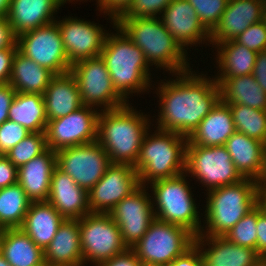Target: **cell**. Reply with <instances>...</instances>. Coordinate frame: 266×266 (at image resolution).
Here are the masks:
<instances>
[{"label":"cell","instance_id":"obj_1","mask_svg":"<svg viewBox=\"0 0 266 266\" xmlns=\"http://www.w3.org/2000/svg\"><path fill=\"white\" fill-rule=\"evenodd\" d=\"M192 70L171 74L175 79L169 81L160 79L154 92L160 109L157 129L189 137L221 100L215 78Z\"/></svg>","mask_w":266,"mask_h":266},{"label":"cell","instance_id":"obj_2","mask_svg":"<svg viewBox=\"0 0 266 266\" xmlns=\"http://www.w3.org/2000/svg\"><path fill=\"white\" fill-rule=\"evenodd\" d=\"M112 25L116 32H108L100 56L108 69L114 89L130 103L129 98L133 93L145 94L150 92L149 89L152 90L151 67L143 51L117 25Z\"/></svg>","mask_w":266,"mask_h":266},{"label":"cell","instance_id":"obj_3","mask_svg":"<svg viewBox=\"0 0 266 266\" xmlns=\"http://www.w3.org/2000/svg\"><path fill=\"white\" fill-rule=\"evenodd\" d=\"M151 117L134 109L130 103L113 110H103L98 117L97 141L112 164L134 166Z\"/></svg>","mask_w":266,"mask_h":266},{"label":"cell","instance_id":"obj_4","mask_svg":"<svg viewBox=\"0 0 266 266\" xmlns=\"http://www.w3.org/2000/svg\"><path fill=\"white\" fill-rule=\"evenodd\" d=\"M115 25L143 51L150 66L170 71L169 74L193 69L189 63L191 59L187 56L188 52L165 28L160 17L116 19Z\"/></svg>","mask_w":266,"mask_h":266},{"label":"cell","instance_id":"obj_5","mask_svg":"<svg viewBox=\"0 0 266 266\" xmlns=\"http://www.w3.org/2000/svg\"><path fill=\"white\" fill-rule=\"evenodd\" d=\"M150 130L143 137L138 159L133 166L142 186L185 173L188 137L157 128L155 132Z\"/></svg>","mask_w":266,"mask_h":266},{"label":"cell","instance_id":"obj_6","mask_svg":"<svg viewBox=\"0 0 266 266\" xmlns=\"http://www.w3.org/2000/svg\"><path fill=\"white\" fill-rule=\"evenodd\" d=\"M257 189L256 180L244 178L236 184L208 191L203 226L198 236H225L257 205Z\"/></svg>","mask_w":266,"mask_h":266},{"label":"cell","instance_id":"obj_7","mask_svg":"<svg viewBox=\"0 0 266 266\" xmlns=\"http://www.w3.org/2000/svg\"><path fill=\"white\" fill-rule=\"evenodd\" d=\"M186 173L150 183L155 218L186 228L194 236L202 229L200 211ZM156 206V207H155ZM201 215V216H200Z\"/></svg>","mask_w":266,"mask_h":266},{"label":"cell","instance_id":"obj_8","mask_svg":"<svg viewBox=\"0 0 266 266\" xmlns=\"http://www.w3.org/2000/svg\"><path fill=\"white\" fill-rule=\"evenodd\" d=\"M186 228L155 218L143 237L131 248L140 263L170 266L194 244Z\"/></svg>","mask_w":266,"mask_h":266},{"label":"cell","instance_id":"obj_9","mask_svg":"<svg viewBox=\"0 0 266 266\" xmlns=\"http://www.w3.org/2000/svg\"><path fill=\"white\" fill-rule=\"evenodd\" d=\"M185 173L206 187V192L244 179L236 170L225 146L187 145Z\"/></svg>","mask_w":266,"mask_h":266},{"label":"cell","instance_id":"obj_10","mask_svg":"<svg viewBox=\"0 0 266 266\" xmlns=\"http://www.w3.org/2000/svg\"><path fill=\"white\" fill-rule=\"evenodd\" d=\"M79 227L84 266H97L128 249L109 213L91 212L79 219Z\"/></svg>","mask_w":266,"mask_h":266},{"label":"cell","instance_id":"obj_11","mask_svg":"<svg viewBox=\"0 0 266 266\" xmlns=\"http://www.w3.org/2000/svg\"><path fill=\"white\" fill-rule=\"evenodd\" d=\"M70 72L78 82L83 105L103 111L120 108L127 104L114 89L101 56L76 62L71 66Z\"/></svg>","mask_w":266,"mask_h":266},{"label":"cell","instance_id":"obj_12","mask_svg":"<svg viewBox=\"0 0 266 266\" xmlns=\"http://www.w3.org/2000/svg\"><path fill=\"white\" fill-rule=\"evenodd\" d=\"M16 44L22 55L55 75L71 70L56 21L18 35Z\"/></svg>","mask_w":266,"mask_h":266},{"label":"cell","instance_id":"obj_13","mask_svg":"<svg viewBox=\"0 0 266 266\" xmlns=\"http://www.w3.org/2000/svg\"><path fill=\"white\" fill-rule=\"evenodd\" d=\"M57 167L89 191L112 165L98 141L56 151Z\"/></svg>","mask_w":266,"mask_h":266},{"label":"cell","instance_id":"obj_14","mask_svg":"<svg viewBox=\"0 0 266 266\" xmlns=\"http://www.w3.org/2000/svg\"><path fill=\"white\" fill-rule=\"evenodd\" d=\"M100 110L83 105L67 116L49 120L45 131L47 147L53 151L97 141Z\"/></svg>","mask_w":266,"mask_h":266},{"label":"cell","instance_id":"obj_15","mask_svg":"<svg viewBox=\"0 0 266 266\" xmlns=\"http://www.w3.org/2000/svg\"><path fill=\"white\" fill-rule=\"evenodd\" d=\"M148 186L140 185L109 212L121 231L123 243L131 249L155 219Z\"/></svg>","mask_w":266,"mask_h":266},{"label":"cell","instance_id":"obj_16","mask_svg":"<svg viewBox=\"0 0 266 266\" xmlns=\"http://www.w3.org/2000/svg\"><path fill=\"white\" fill-rule=\"evenodd\" d=\"M139 186V176L132 165L112 164L88 191L90 212L109 213Z\"/></svg>","mask_w":266,"mask_h":266},{"label":"cell","instance_id":"obj_17","mask_svg":"<svg viewBox=\"0 0 266 266\" xmlns=\"http://www.w3.org/2000/svg\"><path fill=\"white\" fill-rule=\"evenodd\" d=\"M56 23L71 65L84 59L100 56L108 34L101 24L71 16L62 17V20L57 19Z\"/></svg>","mask_w":266,"mask_h":266},{"label":"cell","instance_id":"obj_18","mask_svg":"<svg viewBox=\"0 0 266 266\" xmlns=\"http://www.w3.org/2000/svg\"><path fill=\"white\" fill-rule=\"evenodd\" d=\"M160 19L185 51L192 45H210V33L204 28L195 9L187 0H173L164 9Z\"/></svg>","mask_w":266,"mask_h":266},{"label":"cell","instance_id":"obj_19","mask_svg":"<svg viewBox=\"0 0 266 266\" xmlns=\"http://www.w3.org/2000/svg\"><path fill=\"white\" fill-rule=\"evenodd\" d=\"M266 0H229L220 23L210 34V44L235 39L251 24L263 20Z\"/></svg>","mask_w":266,"mask_h":266},{"label":"cell","instance_id":"obj_20","mask_svg":"<svg viewBox=\"0 0 266 266\" xmlns=\"http://www.w3.org/2000/svg\"><path fill=\"white\" fill-rule=\"evenodd\" d=\"M194 244L201 254V266H252L260 257L256 250L224 236H195Z\"/></svg>","mask_w":266,"mask_h":266},{"label":"cell","instance_id":"obj_21","mask_svg":"<svg viewBox=\"0 0 266 266\" xmlns=\"http://www.w3.org/2000/svg\"><path fill=\"white\" fill-rule=\"evenodd\" d=\"M65 219H81L91 213L88 191L80 187L68 174L58 167L51 177L50 194L47 200Z\"/></svg>","mask_w":266,"mask_h":266},{"label":"cell","instance_id":"obj_22","mask_svg":"<svg viewBox=\"0 0 266 266\" xmlns=\"http://www.w3.org/2000/svg\"><path fill=\"white\" fill-rule=\"evenodd\" d=\"M69 0H11L7 20L16 36L56 21ZM58 10V11H57ZM56 13V14H55Z\"/></svg>","mask_w":266,"mask_h":266},{"label":"cell","instance_id":"obj_23","mask_svg":"<svg viewBox=\"0 0 266 266\" xmlns=\"http://www.w3.org/2000/svg\"><path fill=\"white\" fill-rule=\"evenodd\" d=\"M56 167V151L48 148L18 168L17 183L23 188L31 202L48 200L51 177Z\"/></svg>","mask_w":266,"mask_h":266},{"label":"cell","instance_id":"obj_24","mask_svg":"<svg viewBox=\"0 0 266 266\" xmlns=\"http://www.w3.org/2000/svg\"><path fill=\"white\" fill-rule=\"evenodd\" d=\"M46 266H84L79 219H64L44 250Z\"/></svg>","mask_w":266,"mask_h":266},{"label":"cell","instance_id":"obj_25","mask_svg":"<svg viewBox=\"0 0 266 266\" xmlns=\"http://www.w3.org/2000/svg\"><path fill=\"white\" fill-rule=\"evenodd\" d=\"M43 98L48 121L67 116L83 106L78 82L71 72L55 75Z\"/></svg>","mask_w":266,"mask_h":266},{"label":"cell","instance_id":"obj_26","mask_svg":"<svg viewBox=\"0 0 266 266\" xmlns=\"http://www.w3.org/2000/svg\"><path fill=\"white\" fill-rule=\"evenodd\" d=\"M235 132L230 107L220 100L188 137L187 145L225 146Z\"/></svg>","mask_w":266,"mask_h":266},{"label":"cell","instance_id":"obj_27","mask_svg":"<svg viewBox=\"0 0 266 266\" xmlns=\"http://www.w3.org/2000/svg\"><path fill=\"white\" fill-rule=\"evenodd\" d=\"M64 219L47 201L31 202L20 228L38 247L45 250Z\"/></svg>","mask_w":266,"mask_h":266},{"label":"cell","instance_id":"obj_28","mask_svg":"<svg viewBox=\"0 0 266 266\" xmlns=\"http://www.w3.org/2000/svg\"><path fill=\"white\" fill-rule=\"evenodd\" d=\"M0 253L11 266H46L44 250L21 228L0 230Z\"/></svg>","mask_w":266,"mask_h":266},{"label":"cell","instance_id":"obj_29","mask_svg":"<svg viewBox=\"0 0 266 266\" xmlns=\"http://www.w3.org/2000/svg\"><path fill=\"white\" fill-rule=\"evenodd\" d=\"M264 146L260 140L239 132L233 133L225 144L240 175L254 180L262 171Z\"/></svg>","mask_w":266,"mask_h":266},{"label":"cell","instance_id":"obj_30","mask_svg":"<svg viewBox=\"0 0 266 266\" xmlns=\"http://www.w3.org/2000/svg\"><path fill=\"white\" fill-rule=\"evenodd\" d=\"M219 71L214 78H235L252 74L257 52L248 49L235 39L214 46ZM217 49V50H216Z\"/></svg>","mask_w":266,"mask_h":266},{"label":"cell","instance_id":"obj_31","mask_svg":"<svg viewBox=\"0 0 266 266\" xmlns=\"http://www.w3.org/2000/svg\"><path fill=\"white\" fill-rule=\"evenodd\" d=\"M54 76L49 69L38 65L17 50L13 58L9 84L19 93L43 95Z\"/></svg>","mask_w":266,"mask_h":266},{"label":"cell","instance_id":"obj_32","mask_svg":"<svg viewBox=\"0 0 266 266\" xmlns=\"http://www.w3.org/2000/svg\"><path fill=\"white\" fill-rule=\"evenodd\" d=\"M220 88L221 101L226 104H242L266 111V93L252 74L235 78H215Z\"/></svg>","mask_w":266,"mask_h":266},{"label":"cell","instance_id":"obj_33","mask_svg":"<svg viewBox=\"0 0 266 266\" xmlns=\"http://www.w3.org/2000/svg\"><path fill=\"white\" fill-rule=\"evenodd\" d=\"M8 117L31 133L45 132L48 120L43 95L16 92Z\"/></svg>","mask_w":266,"mask_h":266},{"label":"cell","instance_id":"obj_34","mask_svg":"<svg viewBox=\"0 0 266 266\" xmlns=\"http://www.w3.org/2000/svg\"><path fill=\"white\" fill-rule=\"evenodd\" d=\"M31 201L23 188L13 184L0 189V230L20 228Z\"/></svg>","mask_w":266,"mask_h":266},{"label":"cell","instance_id":"obj_35","mask_svg":"<svg viewBox=\"0 0 266 266\" xmlns=\"http://www.w3.org/2000/svg\"><path fill=\"white\" fill-rule=\"evenodd\" d=\"M227 105L230 107L236 132L266 144V111L242 104Z\"/></svg>","mask_w":266,"mask_h":266},{"label":"cell","instance_id":"obj_36","mask_svg":"<svg viewBox=\"0 0 266 266\" xmlns=\"http://www.w3.org/2000/svg\"><path fill=\"white\" fill-rule=\"evenodd\" d=\"M48 149L45 132L30 133L5 155L17 168Z\"/></svg>","mask_w":266,"mask_h":266},{"label":"cell","instance_id":"obj_37","mask_svg":"<svg viewBox=\"0 0 266 266\" xmlns=\"http://www.w3.org/2000/svg\"><path fill=\"white\" fill-rule=\"evenodd\" d=\"M257 220L258 205L243 216L224 237L236 245L246 246L257 252Z\"/></svg>","mask_w":266,"mask_h":266},{"label":"cell","instance_id":"obj_38","mask_svg":"<svg viewBox=\"0 0 266 266\" xmlns=\"http://www.w3.org/2000/svg\"><path fill=\"white\" fill-rule=\"evenodd\" d=\"M195 9L200 22L211 34L220 23L229 0H187Z\"/></svg>","mask_w":266,"mask_h":266},{"label":"cell","instance_id":"obj_39","mask_svg":"<svg viewBox=\"0 0 266 266\" xmlns=\"http://www.w3.org/2000/svg\"><path fill=\"white\" fill-rule=\"evenodd\" d=\"M173 0H133L128 9L117 19L160 17Z\"/></svg>","mask_w":266,"mask_h":266},{"label":"cell","instance_id":"obj_40","mask_svg":"<svg viewBox=\"0 0 266 266\" xmlns=\"http://www.w3.org/2000/svg\"><path fill=\"white\" fill-rule=\"evenodd\" d=\"M29 132L22 125L6 120L0 125V155H6L15 145L26 138Z\"/></svg>","mask_w":266,"mask_h":266},{"label":"cell","instance_id":"obj_41","mask_svg":"<svg viewBox=\"0 0 266 266\" xmlns=\"http://www.w3.org/2000/svg\"><path fill=\"white\" fill-rule=\"evenodd\" d=\"M235 40L257 53L266 50V23L264 20L251 24Z\"/></svg>","mask_w":266,"mask_h":266},{"label":"cell","instance_id":"obj_42","mask_svg":"<svg viewBox=\"0 0 266 266\" xmlns=\"http://www.w3.org/2000/svg\"><path fill=\"white\" fill-rule=\"evenodd\" d=\"M133 0H96L98 11L104 15H108L111 24H115V20L121 16L131 5Z\"/></svg>","mask_w":266,"mask_h":266},{"label":"cell","instance_id":"obj_43","mask_svg":"<svg viewBox=\"0 0 266 266\" xmlns=\"http://www.w3.org/2000/svg\"><path fill=\"white\" fill-rule=\"evenodd\" d=\"M18 168L5 156L0 155V189L16 184Z\"/></svg>","mask_w":266,"mask_h":266},{"label":"cell","instance_id":"obj_44","mask_svg":"<svg viewBox=\"0 0 266 266\" xmlns=\"http://www.w3.org/2000/svg\"><path fill=\"white\" fill-rule=\"evenodd\" d=\"M18 48L0 50V84H9L13 58Z\"/></svg>","mask_w":266,"mask_h":266},{"label":"cell","instance_id":"obj_45","mask_svg":"<svg viewBox=\"0 0 266 266\" xmlns=\"http://www.w3.org/2000/svg\"><path fill=\"white\" fill-rule=\"evenodd\" d=\"M15 94L10 84H0V125L9 119L8 113Z\"/></svg>","mask_w":266,"mask_h":266},{"label":"cell","instance_id":"obj_46","mask_svg":"<svg viewBox=\"0 0 266 266\" xmlns=\"http://www.w3.org/2000/svg\"><path fill=\"white\" fill-rule=\"evenodd\" d=\"M17 36L14 34L7 17H0V50L17 48Z\"/></svg>","mask_w":266,"mask_h":266},{"label":"cell","instance_id":"obj_47","mask_svg":"<svg viewBox=\"0 0 266 266\" xmlns=\"http://www.w3.org/2000/svg\"><path fill=\"white\" fill-rule=\"evenodd\" d=\"M170 266H201V254L198 247L193 244L181 256L175 258Z\"/></svg>","mask_w":266,"mask_h":266},{"label":"cell","instance_id":"obj_48","mask_svg":"<svg viewBox=\"0 0 266 266\" xmlns=\"http://www.w3.org/2000/svg\"><path fill=\"white\" fill-rule=\"evenodd\" d=\"M140 260L131 249L104 261L97 266H138Z\"/></svg>","mask_w":266,"mask_h":266},{"label":"cell","instance_id":"obj_49","mask_svg":"<svg viewBox=\"0 0 266 266\" xmlns=\"http://www.w3.org/2000/svg\"><path fill=\"white\" fill-rule=\"evenodd\" d=\"M257 254L266 257V214L258 206L257 220Z\"/></svg>","mask_w":266,"mask_h":266},{"label":"cell","instance_id":"obj_50","mask_svg":"<svg viewBox=\"0 0 266 266\" xmlns=\"http://www.w3.org/2000/svg\"><path fill=\"white\" fill-rule=\"evenodd\" d=\"M252 75L266 93V50L257 53Z\"/></svg>","mask_w":266,"mask_h":266},{"label":"cell","instance_id":"obj_51","mask_svg":"<svg viewBox=\"0 0 266 266\" xmlns=\"http://www.w3.org/2000/svg\"><path fill=\"white\" fill-rule=\"evenodd\" d=\"M256 182H257L258 188H266V144L264 146V152H263L262 171L258 179L256 180Z\"/></svg>","mask_w":266,"mask_h":266},{"label":"cell","instance_id":"obj_52","mask_svg":"<svg viewBox=\"0 0 266 266\" xmlns=\"http://www.w3.org/2000/svg\"><path fill=\"white\" fill-rule=\"evenodd\" d=\"M257 205L266 214V188L257 189Z\"/></svg>","mask_w":266,"mask_h":266},{"label":"cell","instance_id":"obj_53","mask_svg":"<svg viewBox=\"0 0 266 266\" xmlns=\"http://www.w3.org/2000/svg\"><path fill=\"white\" fill-rule=\"evenodd\" d=\"M11 0H0V17H6L10 7Z\"/></svg>","mask_w":266,"mask_h":266},{"label":"cell","instance_id":"obj_54","mask_svg":"<svg viewBox=\"0 0 266 266\" xmlns=\"http://www.w3.org/2000/svg\"><path fill=\"white\" fill-rule=\"evenodd\" d=\"M252 266H266V257H259Z\"/></svg>","mask_w":266,"mask_h":266},{"label":"cell","instance_id":"obj_55","mask_svg":"<svg viewBox=\"0 0 266 266\" xmlns=\"http://www.w3.org/2000/svg\"><path fill=\"white\" fill-rule=\"evenodd\" d=\"M0 266H11L7 260L3 257V255L0 253Z\"/></svg>","mask_w":266,"mask_h":266},{"label":"cell","instance_id":"obj_56","mask_svg":"<svg viewBox=\"0 0 266 266\" xmlns=\"http://www.w3.org/2000/svg\"><path fill=\"white\" fill-rule=\"evenodd\" d=\"M263 20L266 23V1H265V6H264V17H263Z\"/></svg>","mask_w":266,"mask_h":266},{"label":"cell","instance_id":"obj_57","mask_svg":"<svg viewBox=\"0 0 266 266\" xmlns=\"http://www.w3.org/2000/svg\"><path fill=\"white\" fill-rule=\"evenodd\" d=\"M138 266H156V265H151V264H145V263H139Z\"/></svg>","mask_w":266,"mask_h":266}]
</instances>
